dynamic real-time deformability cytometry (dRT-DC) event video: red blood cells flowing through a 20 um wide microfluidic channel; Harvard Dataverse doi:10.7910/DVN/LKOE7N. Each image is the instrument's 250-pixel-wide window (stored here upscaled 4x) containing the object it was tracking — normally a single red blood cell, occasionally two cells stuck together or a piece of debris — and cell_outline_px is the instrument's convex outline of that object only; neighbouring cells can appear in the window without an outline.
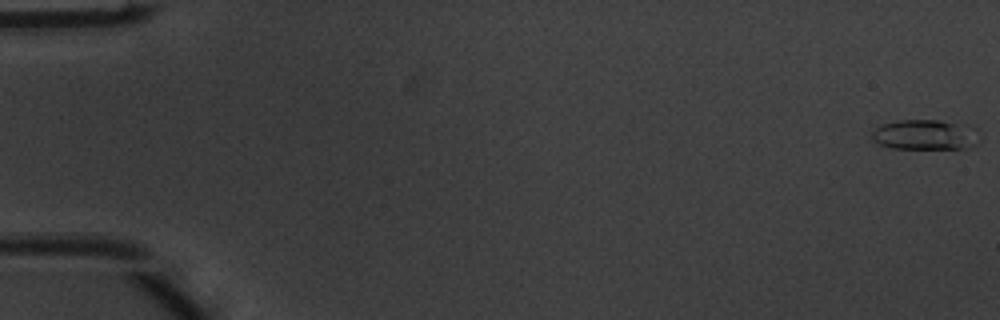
{"species": "common noctule bat (a hibernating species)", "species_latin": "Nyctalus noctula", "temperature_condition": "warm", "stored_images_in_passage": 11, "camera_frame_rate_fps": 3000, "um_per_image_px": 0.085, "animal": {"sex": "male", "body_mass_g": 20.1, "forearm_length_mm": 53.5}, "frame": {"image": 1, "passage_image": 1, "time_ms": 0.0, "image_size_px": [1000, 320], "cell_outline_px": [[980, 140], [976, 144], [964, 148], [892, 148], [880, 144], [872, 140], [872, 132], [876, 128], [884, 124], [896, 120], [940, 120], [968, 124], [976, 128]], "centroid_in_image_um": [78.69, 11.43], "position_along_channel_um": 6.3, "area_um2": 19.02}}